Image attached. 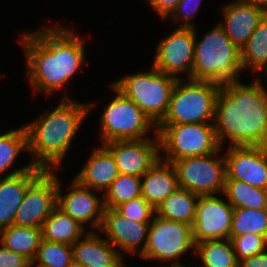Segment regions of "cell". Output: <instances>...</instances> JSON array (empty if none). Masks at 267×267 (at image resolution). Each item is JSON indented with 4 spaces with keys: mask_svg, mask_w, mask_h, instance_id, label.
I'll use <instances>...</instances> for the list:
<instances>
[{
    "mask_svg": "<svg viewBox=\"0 0 267 267\" xmlns=\"http://www.w3.org/2000/svg\"><path fill=\"white\" fill-rule=\"evenodd\" d=\"M114 98L103 107L98 135L102 145L112 141L141 140L149 138L148 132L157 133V126L131 100L112 84ZM147 136V137H146Z\"/></svg>",
    "mask_w": 267,
    "mask_h": 267,
    "instance_id": "52a82bcc",
    "label": "cell"
},
{
    "mask_svg": "<svg viewBox=\"0 0 267 267\" xmlns=\"http://www.w3.org/2000/svg\"><path fill=\"white\" fill-rule=\"evenodd\" d=\"M157 15L164 21L176 9L180 0H146Z\"/></svg>",
    "mask_w": 267,
    "mask_h": 267,
    "instance_id": "8d00e7d4",
    "label": "cell"
},
{
    "mask_svg": "<svg viewBox=\"0 0 267 267\" xmlns=\"http://www.w3.org/2000/svg\"><path fill=\"white\" fill-rule=\"evenodd\" d=\"M69 267H85L82 263H79L75 260H72L71 264Z\"/></svg>",
    "mask_w": 267,
    "mask_h": 267,
    "instance_id": "60d3db41",
    "label": "cell"
},
{
    "mask_svg": "<svg viewBox=\"0 0 267 267\" xmlns=\"http://www.w3.org/2000/svg\"><path fill=\"white\" fill-rule=\"evenodd\" d=\"M115 210L137 222H151L156 214V210L142 196L118 205Z\"/></svg>",
    "mask_w": 267,
    "mask_h": 267,
    "instance_id": "836d02e7",
    "label": "cell"
},
{
    "mask_svg": "<svg viewBox=\"0 0 267 267\" xmlns=\"http://www.w3.org/2000/svg\"><path fill=\"white\" fill-rule=\"evenodd\" d=\"M220 84L192 79L177 80L168 112L158 125L214 123Z\"/></svg>",
    "mask_w": 267,
    "mask_h": 267,
    "instance_id": "8992f818",
    "label": "cell"
},
{
    "mask_svg": "<svg viewBox=\"0 0 267 267\" xmlns=\"http://www.w3.org/2000/svg\"><path fill=\"white\" fill-rule=\"evenodd\" d=\"M223 28L230 41L241 49L267 12L259 6L232 1L222 6Z\"/></svg>",
    "mask_w": 267,
    "mask_h": 267,
    "instance_id": "ac0fdd59",
    "label": "cell"
},
{
    "mask_svg": "<svg viewBox=\"0 0 267 267\" xmlns=\"http://www.w3.org/2000/svg\"><path fill=\"white\" fill-rule=\"evenodd\" d=\"M149 224L150 222L130 220L115 209L105 207L99 232L106 236L122 256L124 252L133 256L137 253L140 256L147 244Z\"/></svg>",
    "mask_w": 267,
    "mask_h": 267,
    "instance_id": "e0dca14e",
    "label": "cell"
},
{
    "mask_svg": "<svg viewBox=\"0 0 267 267\" xmlns=\"http://www.w3.org/2000/svg\"><path fill=\"white\" fill-rule=\"evenodd\" d=\"M72 248L73 260L85 267H126L120 252L98 231L88 230Z\"/></svg>",
    "mask_w": 267,
    "mask_h": 267,
    "instance_id": "d6986e66",
    "label": "cell"
},
{
    "mask_svg": "<svg viewBox=\"0 0 267 267\" xmlns=\"http://www.w3.org/2000/svg\"><path fill=\"white\" fill-rule=\"evenodd\" d=\"M72 260V245L42 239L31 266L69 267Z\"/></svg>",
    "mask_w": 267,
    "mask_h": 267,
    "instance_id": "1f68e13d",
    "label": "cell"
},
{
    "mask_svg": "<svg viewBox=\"0 0 267 267\" xmlns=\"http://www.w3.org/2000/svg\"><path fill=\"white\" fill-rule=\"evenodd\" d=\"M236 1L262 7L267 12V0H236Z\"/></svg>",
    "mask_w": 267,
    "mask_h": 267,
    "instance_id": "ab89813d",
    "label": "cell"
},
{
    "mask_svg": "<svg viewBox=\"0 0 267 267\" xmlns=\"http://www.w3.org/2000/svg\"><path fill=\"white\" fill-rule=\"evenodd\" d=\"M233 206L216 195L199 196L192 225L195 243L204 240L229 239Z\"/></svg>",
    "mask_w": 267,
    "mask_h": 267,
    "instance_id": "4fadbf2b",
    "label": "cell"
},
{
    "mask_svg": "<svg viewBox=\"0 0 267 267\" xmlns=\"http://www.w3.org/2000/svg\"><path fill=\"white\" fill-rule=\"evenodd\" d=\"M238 267H267V250L240 260Z\"/></svg>",
    "mask_w": 267,
    "mask_h": 267,
    "instance_id": "74e56055",
    "label": "cell"
},
{
    "mask_svg": "<svg viewBox=\"0 0 267 267\" xmlns=\"http://www.w3.org/2000/svg\"><path fill=\"white\" fill-rule=\"evenodd\" d=\"M242 71L256 73L267 63V14L241 48Z\"/></svg>",
    "mask_w": 267,
    "mask_h": 267,
    "instance_id": "f1b7e54d",
    "label": "cell"
},
{
    "mask_svg": "<svg viewBox=\"0 0 267 267\" xmlns=\"http://www.w3.org/2000/svg\"><path fill=\"white\" fill-rule=\"evenodd\" d=\"M222 150L220 148L205 156L173 161L179 186L199 196L221 195L226 180V162Z\"/></svg>",
    "mask_w": 267,
    "mask_h": 267,
    "instance_id": "30bf717a",
    "label": "cell"
},
{
    "mask_svg": "<svg viewBox=\"0 0 267 267\" xmlns=\"http://www.w3.org/2000/svg\"><path fill=\"white\" fill-rule=\"evenodd\" d=\"M74 220L70 215L63 213L57 207L44 221L41 231L42 239L50 242L73 245L88 229Z\"/></svg>",
    "mask_w": 267,
    "mask_h": 267,
    "instance_id": "cb8c5ba5",
    "label": "cell"
},
{
    "mask_svg": "<svg viewBox=\"0 0 267 267\" xmlns=\"http://www.w3.org/2000/svg\"><path fill=\"white\" fill-rule=\"evenodd\" d=\"M222 195L233 208L267 209V189L253 187L246 182L226 179Z\"/></svg>",
    "mask_w": 267,
    "mask_h": 267,
    "instance_id": "4316f807",
    "label": "cell"
},
{
    "mask_svg": "<svg viewBox=\"0 0 267 267\" xmlns=\"http://www.w3.org/2000/svg\"><path fill=\"white\" fill-rule=\"evenodd\" d=\"M0 245V267H31L27 258Z\"/></svg>",
    "mask_w": 267,
    "mask_h": 267,
    "instance_id": "d590c367",
    "label": "cell"
},
{
    "mask_svg": "<svg viewBox=\"0 0 267 267\" xmlns=\"http://www.w3.org/2000/svg\"><path fill=\"white\" fill-rule=\"evenodd\" d=\"M179 186L172 163L161 158L141 177V196L156 210Z\"/></svg>",
    "mask_w": 267,
    "mask_h": 267,
    "instance_id": "7402d4cb",
    "label": "cell"
},
{
    "mask_svg": "<svg viewBox=\"0 0 267 267\" xmlns=\"http://www.w3.org/2000/svg\"><path fill=\"white\" fill-rule=\"evenodd\" d=\"M195 254L201 260V267H238L239 265L230 239L198 242Z\"/></svg>",
    "mask_w": 267,
    "mask_h": 267,
    "instance_id": "83f0119b",
    "label": "cell"
},
{
    "mask_svg": "<svg viewBox=\"0 0 267 267\" xmlns=\"http://www.w3.org/2000/svg\"><path fill=\"white\" fill-rule=\"evenodd\" d=\"M58 175L44 170L27 188L15 218L14 226L41 228L57 205Z\"/></svg>",
    "mask_w": 267,
    "mask_h": 267,
    "instance_id": "7c38bea8",
    "label": "cell"
},
{
    "mask_svg": "<svg viewBox=\"0 0 267 267\" xmlns=\"http://www.w3.org/2000/svg\"><path fill=\"white\" fill-rule=\"evenodd\" d=\"M41 241V228L11 225L0 230V244L30 262L35 258Z\"/></svg>",
    "mask_w": 267,
    "mask_h": 267,
    "instance_id": "484cf974",
    "label": "cell"
},
{
    "mask_svg": "<svg viewBox=\"0 0 267 267\" xmlns=\"http://www.w3.org/2000/svg\"><path fill=\"white\" fill-rule=\"evenodd\" d=\"M214 127L218 143L230 146H267V95L252 79L221 85L215 103Z\"/></svg>",
    "mask_w": 267,
    "mask_h": 267,
    "instance_id": "7a4b0ae2",
    "label": "cell"
},
{
    "mask_svg": "<svg viewBox=\"0 0 267 267\" xmlns=\"http://www.w3.org/2000/svg\"><path fill=\"white\" fill-rule=\"evenodd\" d=\"M23 151L28 152V136L24 125L18 129H10L6 133H0V178L14 176L34 167L30 162L26 166L15 169V171L13 170L8 175L3 176L14 167L16 158Z\"/></svg>",
    "mask_w": 267,
    "mask_h": 267,
    "instance_id": "603a6c76",
    "label": "cell"
},
{
    "mask_svg": "<svg viewBox=\"0 0 267 267\" xmlns=\"http://www.w3.org/2000/svg\"><path fill=\"white\" fill-rule=\"evenodd\" d=\"M157 134L160 158L170 163L183 158L205 156L221 148L214 123L157 125Z\"/></svg>",
    "mask_w": 267,
    "mask_h": 267,
    "instance_id": "ba28073f",
    "label": "cell"
},
{
    "mask_svg": "<svg viewBox=\"0 0 267 267\" xmlns=\"http://www.w3.org/2000/svg\"><path fill=\"white\" fill-rule=\"evenodd\" d=\"M87 163L73 177L80 185L103 194L119 175L113 155L101 144L94 147Z\"/></svg>",
    "mask_w": 267,
    "mask_h": 267,
    "instance_id": "ffe728a7",
    "label": "cell"
},
{
    "mask_svg": "<svg viewBox=\"0 0 267 267\" xmlns=\"http://www.w3.org/2000/svg\"><path fill=\"white\" fill-rule=\"evenodd\" d=\"M60 181L58 176L56 207L82 226L89 224L91 228L94 227L93 231L100 230L105 209L103 196L98 197L94 194L96 190L80 185L75 179L66 188L69 192L63 194Z\"/></svg>",
    "mask_w": 267,
    "mask_h": 267,
    "instance_id": "5bb4252c",
    "label": "cell"
},
{
    "mask_svg": "<svg viewBox=\"0 0 267 267\" xmlns=\"http://www.w3.org/2000/svg\"><path fill=\"white\" fill-rule=\"evenodd\" d=\"M73 31L58 22L22 33L19 43L25 53L28 81L34 94L49 95L63 90L82 71L86 42Z\"/></svg>",
    "mask_w": 267,
    "mask_h": 267,
    "instance_id": "6da1fadb",
    "label": "cell"
},
{
    "mask_svg": "<svg viewBox=\"0 0 267 267\" xmlns=\"http://www.w3.org/2000/svg\"><path fill=\"white\" fill-rule=\"evenodd\" d=\"M226 179L267 189V146H227Z\"/></svg>",
    "mask_w": 267,
    "mask_h": 267,
    "instance_id": "2e32d148",
    "label": "cell"
},
{
    "mask_svg": "<svg viewBox=\"0 0 267 267\" xmlns=\"http://www.w3.org/2000/svg\"><path fill=\"white\" fill-rule=\"evenodd\" d=\"M44 171L34 166L23 173L0 178V230L13 225L28 186Z\"/></svg>",
    "mask_w": 267,
    "mask_h": 267,
    "instance_id": "44dd1931",
    "label": "cell"
},
{
    "mask_svg": "<svg viewBox=\"0 0 267 267\" xmlns=\"http://www.w3.org/2000/svg\"><path fill=\"white\" fill-rule=\"evenodd\" d=\"M238 261L267 250V238L258 234L229 237Z\"/></svg>",
    "mask_w": 267,
    "mask_h": 267,
    "instance_id": "d6a6232c",
    "label": "cell"
},
{
    "mask_svg": "<svg viewBox=\"0 0 267 267\" xmlns=\"http://www.w3.org/2000/svg\"><path fill=\"white\" fill-rule=\"evenodd\" d=\"M195 247L191 225L167 220L155 214L149 224L146 247L139 258L145 261L156 259L164 263L172 262L169 266L162 267H186L179 259L188 250L195 254Z\"/></svg>",
    "mask_w": 267,
    "mask_h": 267,
    "instance_id": "9c48e42d",
    "label": "cell"
},
{
    "mask_svg": "<svg viewBox=\"0 0 267 267\" xmlns=\"http://www.w3.org/2000/svg\"><path fill=\"white\" fill-rule=\"evenodd\" d=\"M177 79L155 67L121 77L111 83L125 97L131 99L157 126L166 116Z\"/></svg>",
    "mask_w": 267,
    "mask_h": 267,
    "instance_id": "5b68a950",
    "label": "cell"
},
{
    "mask_svg": "<svg viewBox=\"0 0 267 267\" xmlns=\"http://www.w3.org/2000/svg\"><path fill=\"white\" fill-rule=\"evenodd\" d=\"M94 106L93 102L78 103L66 93L54 110H47L37 119L24 124L28 136V154L34 158L30 162L44 170L60 168L72 140Z\"/></svg>",
    "mask_w": 267,
    "mask_h": 267,
    "instance_id": "3957f363",
    "label": "cell"
},
{
    "mask_svg": "<svg viewBox=\"0 0 267 267\" xmlns=\"http://www.w3.org/2000/svg\"><path fill=\"white\" fill-rule=\"evenodd\" d=\"M153 137L112 141L103 146L113 155L119 174L142 177L160 159L159 136L155 133Z\"/></svg>",
    "mask_w": 267,
    "mask_h": 267,
    "instance_id": "9a60e30c",
    "label": "cell"
},
{
    "mask_svg": "<svg viewBox=\"0 0 267 267\" xmlns=\"http://www.w3.org/2000/svg\"><path fill=\"white\" fill-rule=\"evenodd\" d=\"M198 198L199 195L180 187L157 207L156 215L192 226Z\"/></svg>",
    "mask_w": 267,
    "mask_h": 267,
    "instance_id": "d4e9b609",
    "label": "cell"
},
{
    "mask_svg": "<svg viewBox=\"0 0 267 267\" xmlns=\"http://www.w3.org/2000/svg\"><path fill=\"white\" fill-rule=\"evenodd\" d=\"M202 0H180L176 9L170 15L171 19L179 24L177 27L195 28L193 20L200 9Z\"/></svg>",
    "mask_w": 267,
    "mask_h": 267,
    "instance_id": "e575fe53",
    "label": "cell"
},
{
    "mask_svg": "<svg viewBox=\"0 0 267 267\" xmlns=\"http://www.w3.org/2000/svg\"><path fill=\"white\" fill-rule=\"evenodd\" d=\"M196 31V27L174 28L158 43L152 66L177 80L182 79L180 75L184 72V78L192 79Z\"/></svg>",
    "mask_w": 267,
    "mask_h": 267,
    "instance_id": "8fae6325",
    "label": "cell"
},
{
    "mask_svg": "<svg viewBox=\"0 0 267 267\" xmlns=\"http://www.w3.org/2000/svg\"><path fill=\"white\" fill-rule=\"evenodd\" d=\"M195 38L192 80L220 85L240 80L241 49L234 45L217 24L199 41Z\"/></svg>",
    "mask_w": 267,
    "mask_h": 267,
    "instance_id": "277c9868",
    "label": "cell"
},
{
    "mask_svg": "<svg viewBox=\"0 0 267 267\" xmlns=\"http://www.w3.org/2000/svg\"><path fill=\"white\" fill-rule=\"evenodd\" d=\"M249 233L267 238V209L234 208L229 237Z\"/></svg>",
    "mask_w": 267,
    "mask_h": 267,
    "instance_id": "f546056e",
    "label": "cell"
},
{
    "mask_svg": "<svg viewBox=\"0 0 267 267\" xmlns=\"http://www.w3.org/2000/svg\"><path fill=\"white\" fill-rule=\"evenodd\" d=\"M260 72H263L262 74H264V78H265V82H266V85H267V63L265 65H263L259 70L256 71L255 74L257 73H260ZM258 85L262 88V90L265 92V94L267 95V88L265 87L266 85H264L262 79L258 77H256V79H254Z\"/></svg>",
    "mask_w": 267,
    "mask_h": 267,
    "instance_id": "f35d334b",
    "label": "cell"
},
{
    "mask_svg": "<svg viewBox=\"0 0 267 267\" xmlns=\"http://www.w3.org/2000/svg\"><path fill=\"white\" fill-rule=\"evenodd\" d=\"M141 196V177L119 174L103 194L104 206L115 209L118 205Z\"/></svg>",
    "mask_w": 267,
    "mask_h": 267,
    "instance_id": "4dcf8cb0",
    "label": "cell"
}]
</instances>
